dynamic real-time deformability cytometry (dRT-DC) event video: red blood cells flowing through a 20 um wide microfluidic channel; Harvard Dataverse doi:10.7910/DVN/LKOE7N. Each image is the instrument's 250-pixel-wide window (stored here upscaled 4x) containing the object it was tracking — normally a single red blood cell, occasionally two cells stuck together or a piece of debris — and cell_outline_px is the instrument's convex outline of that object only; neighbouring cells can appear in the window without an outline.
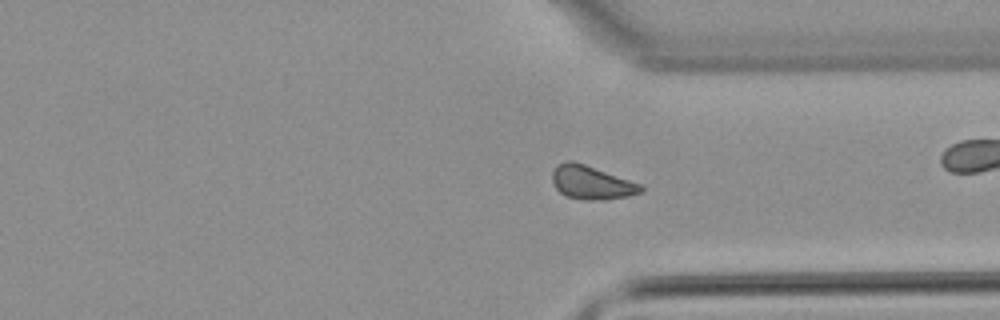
{"species": "common noctule bat (a hibernating species)", "species_latin": "Nyctalus noctula", "temperature_condition": "warm", "stored_images_in_passage": 45, "camera_frame_rate_fps": 3000, "um_per_image_px": 0.085, "animal": {"sex": "male", "body_mass_g": 21.5, "forearm_length_mm": 52.0}, "frame": {"image": 1, "passage_image": 32, "time_ms": 10.333, "image_size_px": [1000, 320], "cell_outline_px": [[644, 192], [628, 196], [604, 200], [584, 200], [564, 196], [556, 188], [552, 180], [552, 172], [556, 164], [564, 160], [572, 160], [584, 164], [640, 184], [644, 188]], "centroid_in_image_um": [50.24, 15.52], "position_along_channel_um": 361.2, "area_um2": 17.4}}